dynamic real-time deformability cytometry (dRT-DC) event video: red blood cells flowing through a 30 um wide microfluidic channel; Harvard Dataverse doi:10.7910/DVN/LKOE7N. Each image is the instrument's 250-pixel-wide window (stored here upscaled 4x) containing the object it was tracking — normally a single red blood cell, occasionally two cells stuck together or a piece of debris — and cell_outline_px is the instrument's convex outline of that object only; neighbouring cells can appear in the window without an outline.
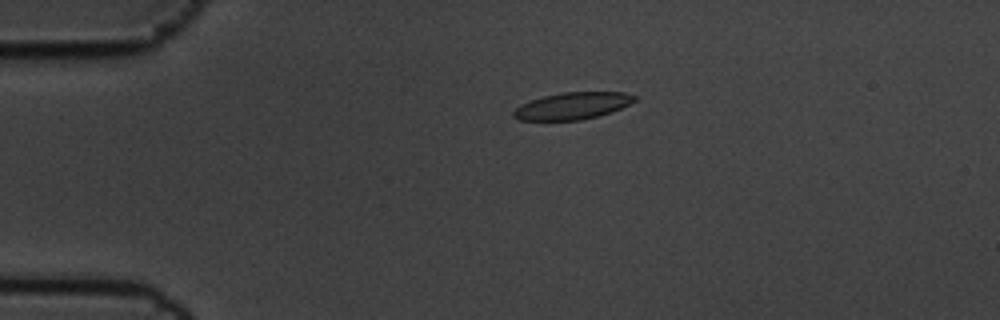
{"species": "common noctule bat (a hibernating species)", "species_latin": "Nyctalus noctula", "temperature_condition": "cold", "stored_images_in_passage": 4, "camera_frame_rate_fps": 3000, "um_per_image_px": 0.085, "animal": {"sex": "male", "body_mass_g": 19.5, "forearm_length_mm": 54.6}, "frame": {"image": 1, "passage_image": 1, "time_ms": 0.0, "image_size_px": [1000, 320], "cell_outline_px": [[636, 100], [612, 112], [580, 120], [516, 120], [512, 116], [512, 112], [520, 104], [544, 96], [564, 92], [624, 92], [636, 96]], "centroid_in_image_um": [48.63, 9.0], "position_along_channel_um": 36.4, "area_um2": 18.9}}
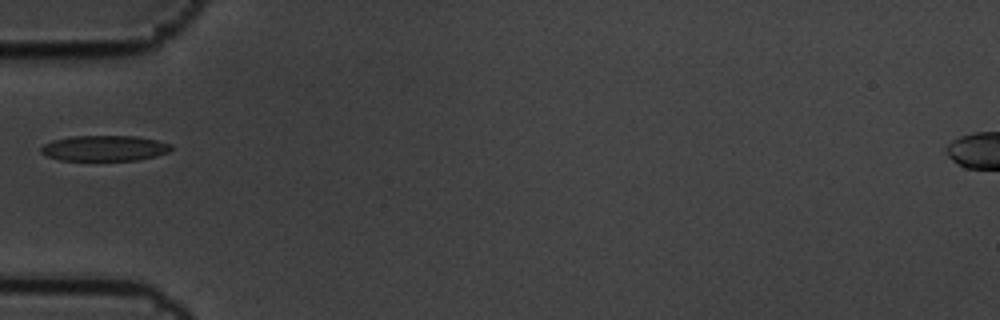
{"frame": {"image": 2, "passage_image": 3, "time_ms": 0.667, "image_size_px": [1000, 320], "cell_outline_px": [[172, 148], [168, 152], [156, 156], [140, 160], [60, 160], [44, 156], [40, 152], [40, 148], [44, 144], [52, 140], [68, 136], [136, 136], [156, 140], [172, 144]], "centroid_in_image_um": [8.85, 12.6], "position_along_channel_um": 76.2, "area_um2": 19.59}}
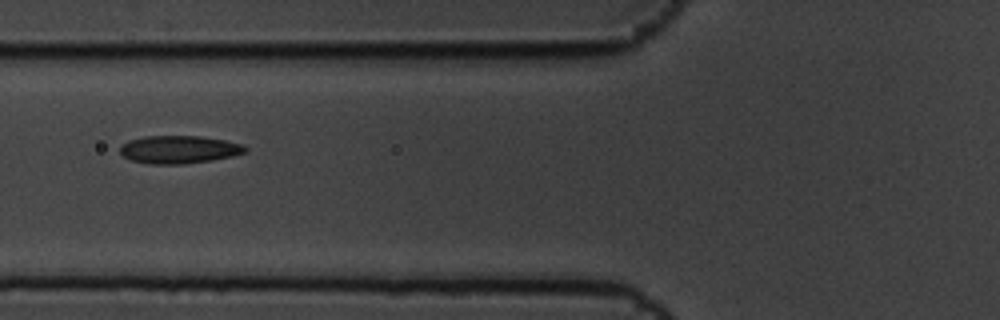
{"frame": {"image": 3, "passage_image": 4, "time_ms": 1.0, "image_size_px": [1000, 320], "cell_outline_px": [[248, 152], [232, 156], [212, 160], [184, 164], [148, 164], [132, 160], [124, 156], [120, 152], [120, 144], [128, 140], [144, 136], [200, 136], [224, 140], [244, 144], [248, 148]], "centroid_in_image_um": [15.23, 12.7], "position_along_channel_um": 110.6, "area_um2": 20.52}}